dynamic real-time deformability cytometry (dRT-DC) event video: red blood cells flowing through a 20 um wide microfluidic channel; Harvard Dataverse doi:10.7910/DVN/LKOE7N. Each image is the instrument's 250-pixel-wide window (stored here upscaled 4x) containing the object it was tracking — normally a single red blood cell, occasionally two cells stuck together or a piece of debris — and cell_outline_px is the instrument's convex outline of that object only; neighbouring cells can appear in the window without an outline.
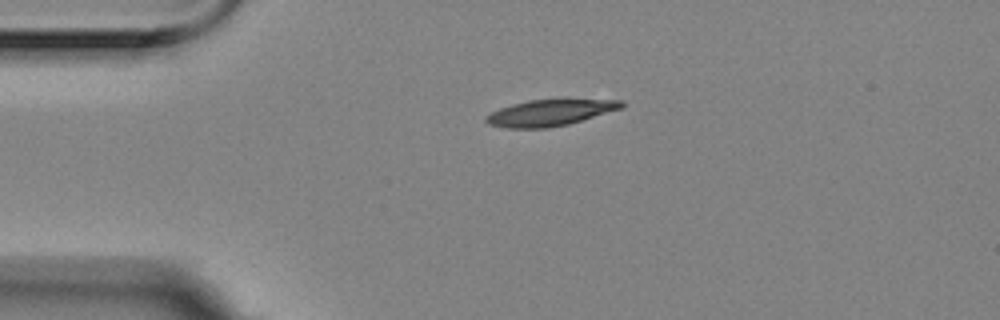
{"species": "Egyptian fruit bat (a non-hibernating species)", "species_latin": "Rousettus aegyptiacus", "temperature_condition": "room temperature", "stored_images_in_passage": 2, "camera_frame_rate_fps": 3000, "um_per_image_px": 0.085, "animal": {"sex": "female"}, "frame": {"image": 1, "passage_image": 1, "time_ms": 0.0, "image_size_px": [1000, 320], "cell_outline_px": [[624, 108], [568, 124], [548, 128], [508, 128], [488, 124], [484, 120], [484, 116], [500, 108], [512, 104], [528, 100], [564, 96], [568, 96], [624, 100]], "centroid_in_image_um": [46.86, 9.51], "position_along_channel_um": 38.1, "area_um2": 22.02}}